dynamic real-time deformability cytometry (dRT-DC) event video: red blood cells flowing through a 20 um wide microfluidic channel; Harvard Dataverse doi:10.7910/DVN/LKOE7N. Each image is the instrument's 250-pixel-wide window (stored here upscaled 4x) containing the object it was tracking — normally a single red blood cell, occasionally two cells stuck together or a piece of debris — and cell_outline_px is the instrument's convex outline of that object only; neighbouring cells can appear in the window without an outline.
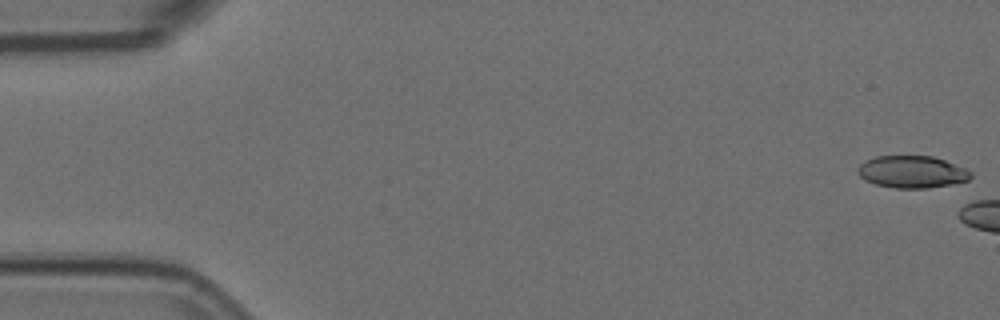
{"species": "Egyptian fruit bat (a non-hibernating species)", "species_latin": "Rousettus aegyptiacus", "temperature_condition": "room temperature", "stored_images_in_passage": 4, "camera_frame_rate_fps": 3000, "um_per_image_px": 0.085, "animal": {"sex": "female"}, "frame": {"image": 1, "passage_image": 1, "time_ms": 0.0, "image_size_px": [1000, 320], "cell_outline_px": [[972, 176], [968, 180], [928, 188], [896, 188], [876, 184], [864, 180], [856, 172], [856, 168], [864, 160], [876, 156], [932, 156], [944, 160], [964, 168], [972, 172]], "centroid_in_image_um": [77.46, 14.6], "position_along_channel_um": 7.5, "area_um2": 21.1}}